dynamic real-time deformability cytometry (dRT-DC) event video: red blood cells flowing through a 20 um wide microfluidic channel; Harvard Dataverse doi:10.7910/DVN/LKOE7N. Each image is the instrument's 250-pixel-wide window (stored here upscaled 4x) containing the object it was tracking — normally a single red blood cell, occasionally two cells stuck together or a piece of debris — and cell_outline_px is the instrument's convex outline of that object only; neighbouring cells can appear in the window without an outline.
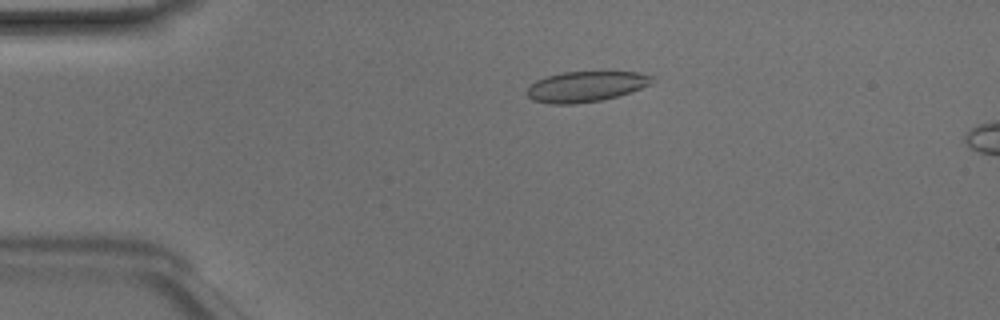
{"species": "Egyptian fruit bat (a non-hibernating species)", "species_latin": "Rousettus aegyptiacus", "temperature_condition": "room temperature", "stored_images_in_passage": 6, "camera_frame_rate_fps": 3000, "um_per_image_px": 0.085, "animal": {"sex": "male"}, "frame": {"image": 1, "passage_image": 2, "time_ms": 0.333, "image_size_px": [1000, 320], "cell_outline_px": [[652, 76], [648, 84], [640, 88], [616, 96], [600, 100], [576, 104], [552, 104], [532, 100], [528, 96], [528, 88], [536, 80], [548, 76], [564, 72], [640, 72]], "centroid_in_image_um": [49.74, 7.36], "position_along_channel_um": 35.3, "area_um2": 21.73}}